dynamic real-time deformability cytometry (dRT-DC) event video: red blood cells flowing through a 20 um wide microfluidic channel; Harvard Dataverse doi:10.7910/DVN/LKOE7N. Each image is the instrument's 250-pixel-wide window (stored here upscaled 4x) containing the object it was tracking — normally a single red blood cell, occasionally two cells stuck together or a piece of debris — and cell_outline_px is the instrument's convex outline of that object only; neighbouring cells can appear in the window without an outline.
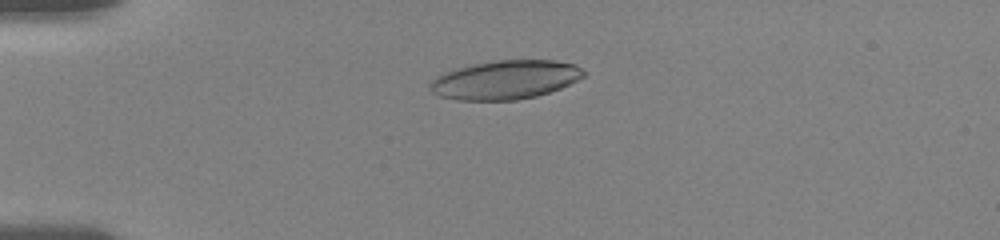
{"species": "human", "species_latin": "Homo sapiens", "temperature_condition": "room temperature", "stored_images_in_passage": 63, "camera_frame_rate_fps": 3000, "um_per_image_px": 0.085, "donor": {"sex": "female"}, "frame": {"image": 1, "passage_image": 19, "time_ms": 4.333, "image_size_px": [1000, 240], "cell_outline_px": [[584, 76], [560, 88], [536, 96], [516, 100], [460, 100], [440, 96], [432, 92], [428, 84], [436, 76], [444, 72], [472, 64], [492, 60], [552, 60], [576, 64], [584, 72]], "centroid_in_image_um": [42.92, 6.78], "position_along_channel_um": 42.1, "area_um2": 34.62}}
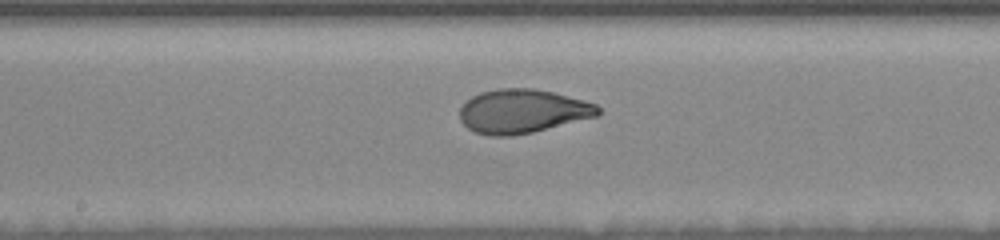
{"frame": {"image": 2, "passage_image": 43, "time_ms": 9.667, "image_size_px": [1000, 240], "cell_outline_px": [[600, 112], [596, 116], [532, 132], [512, 136], [492, 136], [472, 132], [460, 120], [460, 108], [464, 100], [480, 92], [496, 88], [532, 88], [552, 92], [596, 104], [600, 108]], "centroid_in_image_um": [44.34, 9.45], "position_along_channel_um": 203.9, "area_um2": 35.32}}
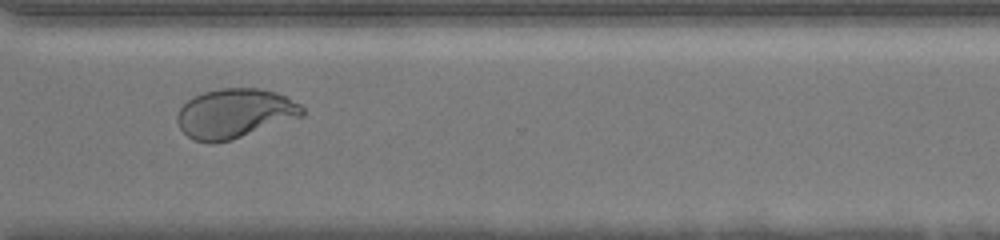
{"frame": {"image": 3, "passage_image": 62, "time_ms": 13.667, "image_size_px": [1000, 240], "cell_outline_px": [[304, 116], [232, 140], [212, 144], [192, 140], [180, 128], [176, 120], [176, 116], [180, 108], [192, 96], [204, 92], [220, 88], [256, 88], [276, 92], [300, 104], [304, 108]], "centroid_in_image_um": [19.94, 9.65], "position_along_channel_um": 350.7, "area_um2": 36.24}}